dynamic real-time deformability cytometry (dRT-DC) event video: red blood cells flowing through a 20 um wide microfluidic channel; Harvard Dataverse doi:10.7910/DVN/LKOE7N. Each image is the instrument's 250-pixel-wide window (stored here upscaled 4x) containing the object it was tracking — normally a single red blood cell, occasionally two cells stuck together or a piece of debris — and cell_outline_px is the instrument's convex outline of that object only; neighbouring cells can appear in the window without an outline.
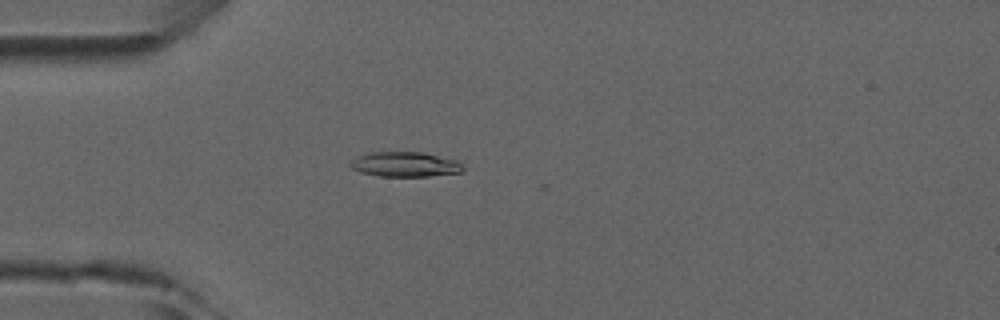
{"species": "common noctule bat (a hibernating species)", "species_latin": "Nyctalus noctula", "temperature_condition": "room temperature", "stored_images_in_passage": 5, "camera_frame_rate_fps": 3000, "um_per_image_px": 0.085, "animal": {"sex": "male", "forearm_length_mm": 52.5}, "frame": {"image": 1, "passage_image": 1, "time_ms": 0.0, "image_size_px": [1000, 320], "cell_outline_px": [[464, 168], [460, 172], [428, 176], [380, 176], [360, 172], [352, 168], [348, 164], [356, 156], [368, 152], [424, 152], [456, 160]], "centroid_in_image_um": [34.38, 13.96], "position_along_channel_um": 50.6, "area_um2": 16.3}}